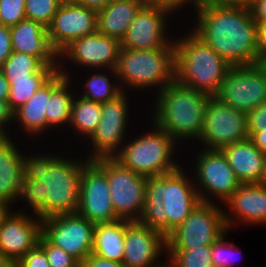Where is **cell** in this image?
Wrapping results in <instances>:
<instances>
[{"label": "cell", "mask_w": 266, "mask_h": 267, "mask_svg": "<svg viewBox=\"0 0 266 267\" xmlns=\"http://www.w3.org/2000/svg\"><path fill=\"white\" fill-rule=\"evenodd\" d=\"M193 32L231 66L253 65L258 52L257 25L250 9L206 0L197 9Z\"/></svg>", "instance_id": "1"}, {"label": "cell", "mask_w": 266, "mask_h": 267, "mask_svg": "<svg viewBox=\"0 0 266 267\" xmlns=\"http://www.w3.org/2000/svg\"><path fill=\"white\" fill-rule=\"evenodd\" d=\"M200 202L197 187L186 178L181 167L168 174L147 177L139 222L167 237Z\"/></svg>", "instance_id": "2"}, {"label": "cell", "mask_w": 266, "mask_h": 267, "mask_svg": "<svg viewBox=\"0 0 266 267\" xmlns=\"http://www.w3.org/2000/svg\"><path fill=\"white\" fill-rule=\"evenodd\" d=\"M89 162L50 155L23 159V180L44 183V220L58 215L78 212L80 179L83 167Z\"/></svg>", "instance_id": "3"}, {"label": "cell", "mask_w": 266, "mask_h": 267, "mask_svg": "<svg viewBox=\"0 0 266 267\" xmlns=\"http://www.w3.org/2000/svg\"><path fill=\"white\" fill-rule=\"evenodd\" d=\"M158 91L156 111L153 114L154 126H158L175 140L188 137L199 139L211 96L187 87L177 80Z\"/></svg>", "instance_id": "4"}, {"label": "cell", "mask_w": 266, "mask_h": 267, "mask_svg": "<svg viewBox=\"0 0 266 267\" xmlns=\"http://www.w3.org/2000/svg\"><path fill=\"white\" fill-rule=\"evenodd\" d=\"M173 43L176 80L196 91L216 96L232 66L192 31Z\"/></svg>", "instance_id": "5"}, {"label": "cell", "mask_w": 266, "mask_h": 267, "mask_svg": "<svg viewBox=\"0 0 266 267\" xmlns=\"http://www.w3.org/2000/svg\"><path fill=\"white\" fill-rule=\"evenodd\" d=\"M116 77L128 87L141 89L159 85L163 89L176 80V49L131 50L120 48ZM161 84V85H160Z\"/></svg>", "instance_id": "6"}, {"label": "cell", "mask_w": 266, "mask_h": 267, "mask_svg": "<svg viewBox=\"0 0 266 267\" xmlns=\"http://www.w3.org/2000/svg\"><path fill=\"white\" fill-rule=\"evenodd\" d=\"M153 128L155 130L152 133L125 144L113 158L122 166L145 177L164 175L177 170L180 164L172 161L176 140L158 126Z\"/></svg>", "instance_id": "7"}, {"label": "cell", "mask_w": 266, "mask_h": 267, "mask_svg": "<svg viewBox=\"0 0 266 267\" xmlns=\"http://www.w3.org/2000/svg\"><path fill=\"white\" fill-rule=\"evenodd\" d=\"M231 218L213 202H200L184 222L166 237V249L212 245L233 226L235 221Z\"/></svg>", "instance_id": "8"}, {"label": "cell", "mask_w": 266, "mask_h": 267, "mask_svg": "<svg viewBox=\"0 0 266 267\" xmlns=\"http://www.w3.org/2000/svg\"><path fill=\"white\" fill-rule=\"evenodd\" d=\"M106 175L118 218L139 221L144 208L147 177L122 166L113 157L93 161Z\"/></svg>", "instance_id": "9"}, {"label": "cell", "mask_w": 266, "mask_h": 267, "mask_svg": "<svg viewBox=\"0 0 266 267\" xmlns=\"http://www.w3.org/2000/svg\"><path fill=\"white\" fill-rule=\"evenodd\" d=\"M249 138L247 114L239 112L211 97L205 111L204 128L199 140L206 149L220 150L222 147Z\"/></svg>", "instance_id": "10"}, {"label": "cell", "mask_w": 266, "mask_h": 267, "mask_svg": "<svg viewBox=\"0 0 266 267\" xmlns=\"http://www.w3.org/2000/svg\"><path fill=\"white\" fill-rule=\"evenodd\" d=\"M95 224L78 213L42 220V235L79 262L92 253Z\"/></svg>", "instance_id": "11"}, {"label": "cell", "mask_w": 266, "mask_h": 267, "mask_svg": "<svg viewBox=\"0 0 266 267\" xmlns=\"http://www.w3.org/2000/svg\"><path fill=\"white\" fill-rule=\"evenodd\" d=\"M215 97L247 114L266 102V75L254 65L232 66Z\"/></svg>", "instance_id": "12"}, {"label": "cell", "mask_w": 266, "mask_h": 267, "mask_svg": "<svg viewBox=\"0 0 266 267\" xmlns=\"http://www.w3.org/2000/svg\"><path fill=\"white\" fill-rule=\"evenodd\" d=\"M77 213L94 224L118 219L107 175L93 161H89L82 170Z\"/></svg>", "instance_id": "13"}, {"label": "cell", "mask_w": 266, "mask_h": 267, "mask_svg": "<svg viewBox=\"0 0 266 267\" xmlns=\"http://www.w3.org/2000/svg\"><path fill=\"white\" fill-rule=\"evenodd\" d=\"M196 161L195 181L197 180V187L200 188H197V193L201 202H211L205 195L206 191L207 195L214 194V197L216 195L225 203L241 184L225 156L220 150L206 149L199 153Z\"/></svg>", "instance_id": "14"}, {"label": "cell", "mask_w": 266, "mask_h": 267, "mask_svg": "<svg viewBox=\"0 0 266 267\" xmlns=\"http://www.w3.org/2000/svg\"><path fill=\"white\" fill-rule=\"evenodd\" d=\"M126 97L123 91L113 100L101 104L100 122L89 137L94 148L92 151L94 153L88 157L89 161L113 157L121 147L128 121V99Z\"/></svg>", "instance_id": "15"}, {"label": "cell", "mask_w": 266, "mask_h": 267, "mask_svg": "<svg viewBox=\"0 0 266 267\" xmlns=\"http://www.w3.org/2000/svg\"><path fill=\"white\" fill-rule=\"evenodd\" d=\"M97 31V11L78 3L63 2L55 13L47 34L59 54L75 39Z\"/></svg>", "instance_id": "16"}, {"label": "cell", "mask_w": 266, "mask_h": 267, "mask_svg": "<svg viewBox=\"0 0 266 267\" xmlns=\"http://www.w3.org/2000/svg\"><path fill=\"white\" fill-rule=\"evenodd\" d=\"M167 13L170 11L146 4L131 22L120 42L121 48L131 50L174 48L173 41H168L164 36Z\"/></svg>", "instance_id": "17"}, {"label": "cell", "mask_w": 266, "mask_h": 267, "mask_svg": "<svg viewBox=\"0 0 266 267\" xmlns=\"http://www.w3.org/2000/svg\"><path fill=\"white\" fill-rule=\"evenodd\" d=\"M120 48L121 43L118 39L96 31L72 41L58 54V58L61 56L63 59L67 56L75 64L89 68L109 67V70L116 76L115 68Z\"/></svg>", "instance_id": "18"}, {"label": "cell", "mask_w": 266, "mask_h": 267, "mask_svg": "<svg viewBox=\"0 0 266 267\" xmlns=\"http://www.w3.org/2000/svg\"><path fill=\"white\" fill-rule=\"evenodd\" d=\"M167 248L166 237L159 231L139 221L125 220V267H154L156 258ZM162 251V252H161Z\"/></svg>", "instance_id": "19"}, {"label": "cell", "mask_w": 266, "mask_h": 267, "mask_svg": "<svg viewBox=\"0 0 266 267\" xmlns=\"http://www.w3.org/2000/svg\"><path fill=\"white\" fill-rule=\"evenodd\" d=\"M23 213H9L0 226V254L19 261L34 249L42 235V220Z\"/></svg>", "instance_id": "20"}, {"label": "cell", "mask_w": 266, "mask_h": 267, "mask_svg": "<svg viewBox=\"0 0 266 267\" xmlns=\"http://www.w3.org/2000/svg\"><path fill=\"white\" fill-rule=\"evenodd\" d=\"M10 38L12 51L35 56L44 65H59L56 59L58 53L51 47L47 28L42 24L29 19L21 20L10 27Z\"/></svg>", "instance_id": "21"}, {"label": "cell", "mask_w": 266, "mask_h": 267, "mask_svg": "<svg viewBox=\"0 0 266 267\" xmlns=\"http://www.w3.org/2000/svg\"><path fill=\"white\" fill-rule=\"evenodd\" d=\"M241 183H259L262 179L266 154L247 140L220 149Z\"/></svg>", "instance_id": "22"}, {"label": "cell", "mask_w": 266, "mask_h": 267, "mask_svg": "<svg viewBox=\"0 0 266 267\" xmlns=\"http://www.w3.org/2000/svg\"><path fill=\"white\" fill-rule=\"evenodd\" d=\"M146 4V0L111 1L97 12V31L121 42L131 22Z\"/></svg>", "instance_id": "23"}, {"label": "cell", "mask_w": 266, "mask_h": 267, "mask_svg": "<svg viewBox=\"0 0 266 267\" xmlns=\"http://www.w3.org/2000/svg\"><path fill=\"white\" fill-rule=\"evenodd\" d=\"M23 159L10 136L0 139V200L16 201L23 184Z\"/></svg>", "instance_id": "24"}, {"label": "cell", "mask_w": 266, "mask_h": 267, "mask_svg": "<svg viewBox=\"0 0 266 267\" xmlns=\"http://www.w3.org/2000/svg\"><path fill=\"white\" fill-rule=\"evenodd\" d=\"M63 73L57 71L34 95L13 112V119H18L25 131L33 135L46 130L47 101L50 93L65 79Z\"/></svg>", "instance_id": "25"}, {"label": "cell", "mask_w": 266, "mask_h": 267, "mask_svg": "<svg viewBox=\"0 0 266 267\" xmlns=\"http://www.w3.org/2000/svg\"><path fill=\"white\" fill-rule=\"evenodd\" d=\"M240 221L266 223V188L259 183H241L225 201Z\"/></svg>", "instance_id": "26"}, {"label": "cell", "mask_w": 266, "mask_h": 267, "mask_svg": "<svg viewBox=\"0 0 266 267\" xmlns=\"http://www.w3.org/2000/svg\"><path fill=\"white\" fill-rule=\"evenodd\" d=\"M125 220L95 224L92 254L122 263L124 256Z\"/></svg>", "instance_id": "27"}, {"label": "cell", "mask_w": 266, "mask_h": 267, "mask_svg": "<svg viewBox=\"0 0 266 267\" xmlns=\"http://www.w3.org/2000/svg\"><path fill=\"white\" fill-rule=\"evenodd\" d=\"M59 65H44L37 57L12 51L0 66L7 80H31L33 73H56Z\"/></svg>", "instance_id": "28"}, {"label": "cell", "mask_w": 266, "mask_h": 267, "mask_svg": "<svg viewBox=\"0 0 266 267\" xmlns=\"http://www.w3.org/2000/svg\"><path fill=\"white\" fill-rule=\"evenodd\" d=\"M58 71L63 73L66 78L50 93L47 110H45L46 128L53 125L61 126V124L70 123L71 120L72 104L75 97L67 90L70 77L60 68V64Z\"/></svg>", "instance_id": "29"}, {"label": "cell", "mask_w": 266, "mask_h": 267, "mask_svg": "<svg viewBox=\"0 0 266 267\" xmlns=\"http://www.w3.org/2000/svg\"><path fill=\"white\" fill-rule=\"evenodd\" d=\"M101 118V104L85 98L73 100L70 124L88 138L96 130Z\"/></svg>", "instance_id": "30"}, {"label": "cell", "mask_w": 266, "mask_h": 267, "mask_svg": "<svg viewBox=\"0 0 266 267\" xmlns=\"http://www.w3.org/2000/svg\"><path fill=\"white\" fill-rule=\"evenodd\" d=\"M55 73H33L31 80H8L10 93L8 104L14 112L24 105L34 93L45 84Z\"/></svg>", "instance_id": "31"}, {"label": "cell", "mask_w": 266, "mask_h": 267, "mask_svg": "<svg viewBox=\"0 0 266 267\" xmlns=\"http://www.w3.org/2000/svg\"><path fill=\"white\" fill-rule=\"evenodd\" d=\"M110 81L109 77L102 73L91 76L85 83L87 91L81 97L100 104L113 100L126 88L122 89V86H117L116 82L113 85Z\"/></svg>", "instance_id": "32"}, {"label": "cell", "mask_w": 266, "mask_h": 267, "mask_svg": "<svg viewBox=\"0 0 266 267\" xmlns=\"http://www.w3.org/2000/svg\"><path fill=\"white\" fill-rule=\"evenodd\" d=\"M166 251L175 267H214L211 245L191 249H166Z\"/></svg>", "instance_id": "33"}, {"label": "cell", "mask_w": 266, "mask_h": 267, "mask_svg": "<svg viewBox=\"0 0 266 267\" xmlns=\"http://www.w3.org/2000/svg\"><path fill=\"white\" fill-rule=\"evenodd\" d=\"M63 2L65 0H25L26 19L38 22L48 28Z\"/></svg>", "instance_id": "34"}, {"label": "cell", "mask_w": 266, "mask_h": 267, "mask_svg": "<svg viewBox=\"0 0 266 267\" xmlns=\"http://www.w3.org/2000/svg\"><path fill=\"white\" fill-rule=\"evenodd\" d=\"M19 197L25 198L28 205L31 206L36 218L44 220V183L40 180H23L20 188Z\"/></svg>", "instance_id": "35"}, {"label": "cell", "mask_w": 266, "mask_h": 267, "mask_svg": "<svg viewBox=\"0 0 266 267\" xmlns=\"http://www.w3.org/2000/svg\"><path fill=\"white\" fill-rule=\"evenodd\" d=\"M38 245L45 251L50 267H80V262L76 258L51 244L43 235Z\"/></svg>", "instance_id": "36"}, {"label": "cell", "mask_w": 266, "mask_h": 267, "mask_svg": "<svg viewBox=\"0 0 266 267\" xmlns=\"http://www.w3.org/2000/svg\"><path fill=\"white\" fill-rule=\"evenodd\" d=\"M0 19L4 26H13L25 16V0H0Z\"/></svg>", "instance_id": "37"}, {"label": "cell", "mask_w": 266, "mask_h": 267, "mask_svg": "<svg viewBox=\"0 0 266 267\" xmlns=\"http://www.w3.org/2000/svg\"><path fill=\"white\" fill-rule=\"evenodd\" d=\"M226 233L227 231L223 233L211 245V259L214 267H232L233 261L235 263V259H233V256L235 254L232 252L235 248V244L233 243L231 244L230 242H225L224 236Z\"/></svg>", "instance_id": "38"}, {"label": "cell", "mask_w": 266, "mask_h": 267, "mask_svg": "<svg viewBox=\"0 0 266 267\" xmlns=\"http://www.w3.org/2000/svg\"><path fill=\"white\" fill-rule=\"evenodd\" d=\"M17 267H50V264L45 251L37 245L17 261Z\"/></svg>", "instance_id": "39"}, {"label": "cell", "mask_w": 266, "mask_h": 267, "mask_svg": "<svg viewBox=\"0 0 266 267\" xmlns=\"http://www.w3.org/2000/svg\"><path fill=\"white\" fill-rule=\"evenodd\" d=\"M266 128V102L247 113V130L249 137L256 131Z\"/></svg>", "instance_id": "40"}, {"label": "cell", "mask_w": 266, "mask_h": 267, "mask_svg": "<svg viewBox=\"0 0 266 267\" xmlns=\"http://www.w3.org/2000/svg\"><path fill=\"white\" fill-rule=\"evenodd\" d=\"M147 4L153 5V6H158L160 8L166 9L168 11H174L177 10L179 7H183L184 4L188 2H192L197 10L200 6L203 5V3L206 0H146ZM182 5V6H181Z\"/></svg>", "instance_id": "41"}, {"label": "cell", "mask_w": 266, "mask_h": 267, "mask_svg": "<svg viewBox=\"0 0 266 267\" xmlns=\"http://www.w3.org/2000/svg\"><path fill=\"white\" fill-rule=\"evenodd\" d=\"M12 53V42L10 38V27L0 25V66Z\"/></svg>", "instance_id": "42"}, {"label": "cell", "mask_w": 266, "mask_h": 267, "mask_svg": "<svg viewBox=\"0 0 266 267\" xmlns=\"http://www.w3.org/2000/svg\"><path fill=\"white\" fill-rule=\"evenodd\" d=\"M80 267H125L123 263L100 258L94 254H90L87 258L80 262Z\"/></svg>", "instance_id": "43"}, {"label": "cell", "mask_w": 266, "mask_h": 267, "mask_svg": "<svg viewBox=\"0 0 266 267\" xmlns=\"http://www.w3.org/2000/svg\"><path fill=\"white\" fill-rule=\"evenodd\" d=\"M249 9L257 26L266 24V0H255Z\"/></svg>", "instance_id": "44"}, {"label": "cell", "mask_w": 266, "mask_h": 267, "mask_svg": "<svg viewBox=\"0 0 266 267\" xmlns=\"http://www.w3.org/2000/svg\"><path fill=\"white\" fill-rule=\"evenodd\" d=\"M13 120V111L10 109L7 101L0 100V132L4 136H9L4 129L7 123Z\"/></svg>", "instance_id": "45"}, {"label": "cell", "mask_w": 266, "mask_h": 267, "mask_svg": "<svg viewBox=\"0 0 266 267\" xmlns=\"http://www.w3.org/2000/svg\"><path fill=\"white\" fill-rule=\"evenodd\" d=\"M111 1L113 0H65L67 3H78L97 12L106 7Z\"/></svg>", "instance_id": "46"}, {"label": "cell", "mask_w": 266, "mask_h": 267, "mask_svg": "<svg viewBox=\"0 0 266 267\" xmlns=\"http://www.w3.org/2000/svg\"><path fill=\"white\" fill-rule=\"evenodd\" d=\"M249 139L264 154H266V128L254 132Z\"/></svg>", "instance_id": "47"}, {"label": "cell", "mask_w": 266, "mask_h": 267, "mask_svg": "<svg viewBox=\"0 0 266 267\" xmlns=\"http://www.w3.org/2000/svg\"><path fill=\"white\" fill-rule=\"evenodd\" d=\"M258 52L266 53V24L257 26Z\"/></svg>", "instance_id": "48"}, {"label": "cell", "mask_w": 266, "mask_h": 267, "mask_svg": "<svg viewBox=\"0 0 266 267\" xmlns=\"http://www.w3.org/2000/svg\"><path fill=\"white\" fill-rule=\"evenodd\" d=\"M10 93V84L0 71V100L7 101Z\"/></svg>", "instance_id": "49"}, {"label": "cell", "mask_w": 266, "mask_h": 267, "mask_svg": "<svg viewBox=\"0 0 266 267\" xmlns=\"http://www.w3.org/2000/svg\"><path fill=\"white\" fill-rule=\"evenodd\" d=\"M216 3L228 6H240L249 8L255 0H213Z\"/></svg>", "instance_id": "50"}, {"label": "cell", "mask_w": 266, "mask_h": 267, "mask_svg": "<svg viewBox=\"0 0 266 267\" xmlns=\"http://www.w3.org/2000/svg\"><path fill=\"white\" fill-rule=\"evenodd\" d=\"M0 267H17V261L0 254Z\"/></svg>", "instance_id": "51"}, {"label": "cell", "mask_w": 266, "mask_h": 267, "mask_svg": "<svg viewBox=\"0 0 266 267\" xmlns=\"http://www.w3.org/2000/svg\"><path fill=\"white\" fill-rule=\"evenodd\" d=\"M8 205L9 204L7 202L0 200V226L4 218L10 213Z\"/></svg>", "instance_id": "52"}, {"label": "cell", "mask_w": 266, "mask_h": 267, "mask_svg": "<svg viewBox=\"0 0 266 267\" xmlns=\"http://www.w3.org/2000/svg\"><path fill=\"white\" fill-rule=\"evenodd\" d=\"M264 172H263V176H262V179L261 181L259 182V184L261 186H263L264 188H266V158H265V165H264Z\"/></svg>", "instance_id": "53"}, {"label": "cell", "mask_w": 266, "mask_h": 267, "mask_svg": "<svg viewBox=\"0 0 266 267\" xmlns=\"http://www.w3.org/2000/svg\"><path fill=\"white\" fill-rule=\"evenodd\" d=\"M170 263H171L170 265L169 264L168 265L166 264V265L163 266V264H162V265H156L154 267H175V265L171 261H170Z\"/></svg>", "instance_id": "54"}, {"label": "cell", "mask_w": 266, "mask_h": 267, "mask_svg": "<svg viewBox=\"0 0 266 267\" xmlns=\"http://www.w3.org/2000/svg\"><path fill=\"white\" fill-rule=\"evenodd\" d=\"M3 137H4V135L0 132V139L3 138Z\"/></svg>", "instance_id": "55"}]
</instances>
